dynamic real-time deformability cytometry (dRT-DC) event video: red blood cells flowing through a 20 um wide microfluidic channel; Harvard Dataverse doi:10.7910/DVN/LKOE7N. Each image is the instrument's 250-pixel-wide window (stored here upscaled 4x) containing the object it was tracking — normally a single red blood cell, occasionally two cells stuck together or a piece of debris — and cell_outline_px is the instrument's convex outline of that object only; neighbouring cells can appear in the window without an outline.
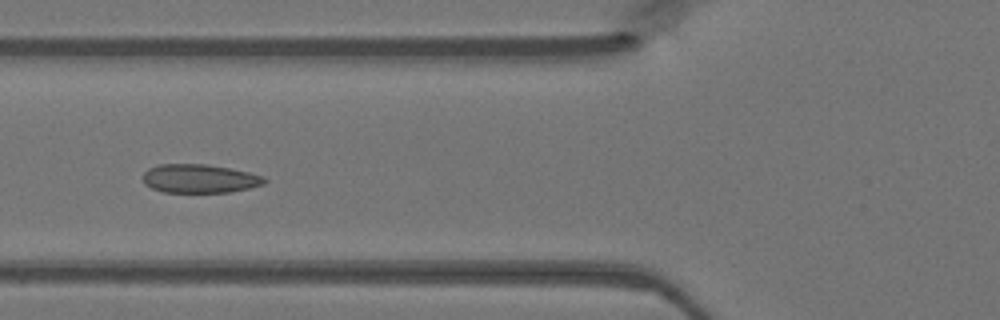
{"species": "Egyptian fruit bat (a non-hibernating species)", "species_latin": "Rousettus aegyptiacus", "temperature_condition": "warm", "stored_images_in_passage": 47, "camera_frame_rate_fps": 3000, "um_per_image_px": 0.085, "animal": {"sex": "female"}, "frame": {"image": 1, "passage_image": 17, "time_ms": 5.333, "image_size_px": [1000, 320], "cell_outline_px": [[268, 180], [264, 184], [248, 188], [228, 192], [164, 192], [152, 188], [144, 184], [144, 172], [148, 168], [160, 164], [208, 164], [248, 172], [264, 176]], "centroid_in_image_um": [16.96, 15.17], "position_along_channel_um": 108.8, "area_um2": 20.23}}
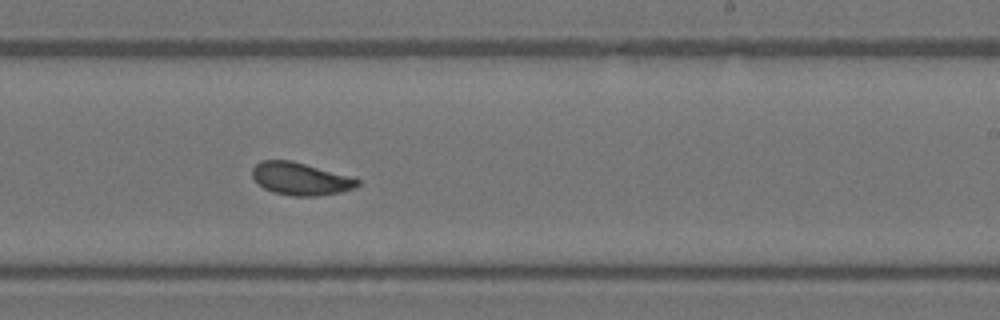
{"frame": {"image": 2, "passage_image": 28, "time_ms": 9.0, "image_size_px": [1000, 320], "cell_outline_px": [[360, 184], [356, 188], [340, 192], [316, 196], [292, 196], [272, 192], [264, 188], [252, 176], [252, 168], [260, 160], [292, 160], [360, 180]], "centroid_in_image_um": [25.51, 15.2], "position_along_channel_um": 263.5, "area_um2": 19.77}}
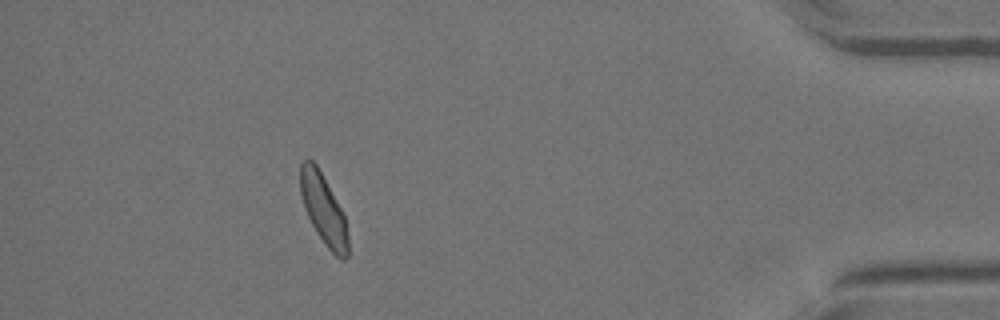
{"frame": {"image": 3, "passage_image": 42, "time_ms": 13.667, "image_size_px": [1000, 320], "cell_outline_px": [[348, 256], [344, 260], [340, 260], [324, 244], [316, 232], [304, 208], [300, 196], [300, 164], [308, 156], [316, 164], [344, 212], [348, 236]], "centroid_in_image_um": [27.49, 17.79], "position_along_channel_um": 407.7, "area_um2": 19.77}}